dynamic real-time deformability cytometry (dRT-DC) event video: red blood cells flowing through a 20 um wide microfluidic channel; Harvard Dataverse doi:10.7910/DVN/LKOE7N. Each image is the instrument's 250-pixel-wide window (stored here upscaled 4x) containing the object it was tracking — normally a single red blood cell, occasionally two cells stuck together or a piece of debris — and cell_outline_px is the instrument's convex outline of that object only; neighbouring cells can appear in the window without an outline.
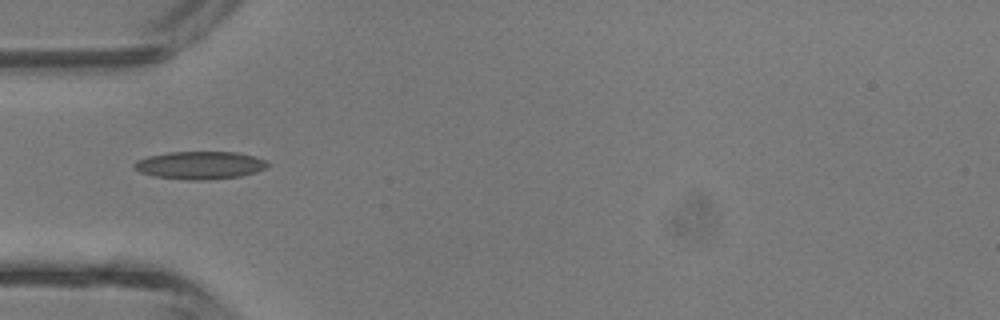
{"species": "common noctule bat (a hibernating species)", "species_latin": "Nyctalus noctula", "temperature_condition": "room temperature", "stored_images_in_passage": 1, "camera_frame_rate_fps": 3000, "um_per_image_px": 0.085, "animal": {"sex": "male", "body_mass_g": 13.3}, "frame": {"image": 1, "passage_image": 1, "time_ms": 0.0, "image_size_px": [1000, 320], "cell_outline_px": [[268, 168], [256, 172], [240, 176], [204, 180], [188, 180], [152, 176], [140, 172], [132, 168], [132, 164], [136, 160], [148, 156], [168, 152], [236, 152], [252, 156], [264, 160], [268, 164]], "centroid_in_image_um": [16.94, 14.05], "position_along_channel_um": 68.1, "area_um2": 21.68}}